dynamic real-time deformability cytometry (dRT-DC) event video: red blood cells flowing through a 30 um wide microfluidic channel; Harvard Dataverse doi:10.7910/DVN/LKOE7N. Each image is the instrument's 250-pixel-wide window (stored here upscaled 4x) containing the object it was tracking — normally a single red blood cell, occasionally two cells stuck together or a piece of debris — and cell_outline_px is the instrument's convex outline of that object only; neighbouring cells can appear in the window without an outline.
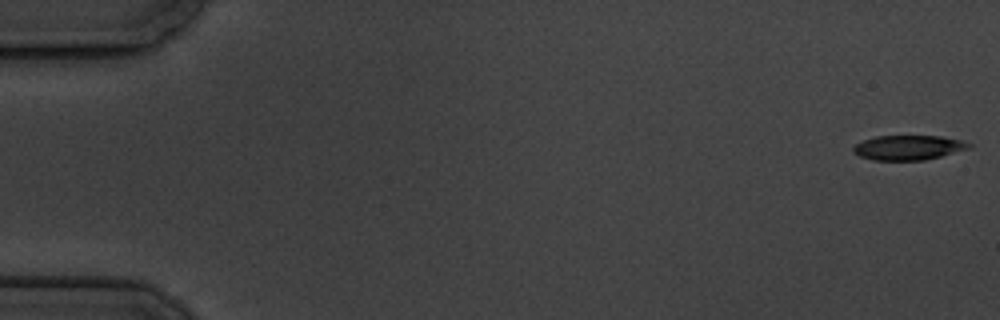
{"species": "common noctule bat (a hibernating species)", "species_latin": "Nyctalus noctula", "temperature_condition": "cold", "stored_images_in_passage": 4, "camera_frame_rate_fps": 3000, "um_per_image_px": 0.085, "animal": {"sex": "male", "body_mass_g": 19.5, "forearm_length_mm": 54.6}, "frame": {"image": 1, "passage_image": 1, "time_ms": 0.0, "image_size_px": [1000, 320], "cell_outline_px": [[972, 148], [924, 160], [872, 160], [860, 156], [852, 152], [852, 148], [856, 144], [864, 140], [876, 136], [940, 136], [960, 140], [972, 144]], "centroid_in_image_um": [77.21, 12.54], "position_along_channel_um": 7.8, "area_um2": 16.59}}